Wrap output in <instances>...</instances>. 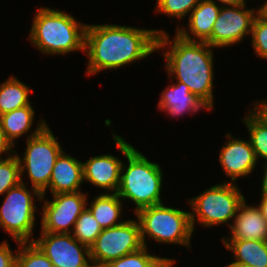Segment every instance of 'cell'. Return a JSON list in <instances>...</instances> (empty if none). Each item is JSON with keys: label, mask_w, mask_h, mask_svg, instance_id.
Returning a JSON list of instances; mask_svg holds the SVG:
<instances>
[{"label": "cell", "mask_w": 267, "mask_h": 267, "mask_svg": "<svg viewBox=\"0 0 267 267\" xmlns=\"http://www.w3.org/2000/svg\"><path fill=\"white\" fill-rule=\"evenodd\" d=\"M163 30L122 25H86L84 51L88 75L116 69L146 58L157 51V35Z\"/></svg>", "instance_id": "6da1fadb"}, {"label": "cell", "mask_w": 267, "mask_h": 267, "mask_svg": "<svg viewBox=\"0 0 267 267\" xmlns=\"http://www.w3.org/2000/svg\"><path fill=\"white\" fill-rule=\"evenodd\" d=\"M166 46L171 47L164 52L168 75L174 74L178 82L186 84L192 94L212 109L214 65L211 48L214 47L206 42L185 40L177 33L169 40L168 33L162 31L157 35V50Z\"/></svg>", "instance_id": "7a4b0ae2"}, {"label": "cell", "mask_w": 267, "mask_h": 267, "mask_svg": "<svg viewBox=\"0 0 267 267\" xmlns=\"http://www.w3.org/2000/svg\"><path fill=\"white\" fill-rule=\"evenodd\" d=\"M113 137L117 148L126 156L129 164L125 167L122 163L117 195L123 200L128 198L134 202L135 213L145 207L161 204L163 175L160 165L149 161L122 137L115 134Z\"/></svg>", "instance_id": "3957f363"}, {"label": "cell", "mask_w": 267, "mask_h": 267, "mask_svg": "<svg viewBox=\"0 0 267 267\" xmlns=\"http://www.w3.org/2000/svg\"><path fill=\"white\" fill-rule=\"evenodd\" d=\"M86 25L63 11L40 8L33 19L29 40L46 54L84 52Z\"/></svg>", "instance_id": "277c9868"}, {"label": "cell", "mask_w": 267, "mask_h": 267, "mask_svg": "<svg viewBox=\"0 0 267 267\" xmlns=\"http://www.w3.org/2000/svg\"><path fill=\"white\" fill-rule=\"evenodd\" d=\"M39 122L36 130L27 138L25 154H22L24 158L18 156V159L21 177L27 170L32 184L31 192L42 201L49 186L53 166L63 150L45 121Z\"/></svg>", "instance_id": "5b68a950"}, {"label": "cell", "mask_w": 267, "mask_h": 267, "mask_svg": "<svg viewBox=\"0 0 267 267\" xmlns=\"http://www.w3.org/2000/svg\"><path fill=\"white\" fill-rule=\"evenodd\" d=\"M135 214L140 224L143 246H146L145 234H148L158 242L190 247V238L194 232L190 212L170 208L161 203L140 209Z\"/></svg>", "instance_id": "8992f818"}, {"label": "cell", "mask_w": 267, "mask_h": 267, "mask_svg": "<svg viewBox=\"0 0 267 267\" xmlns=\"http://www.w3.org/2000/svg\"><path fill=\"white\" fill-rule=\"evenodd\" d=\"M223 183L210 187L188 201L193 211L190 213L193 230L196 221L209 227L215 224L217 226L221 223H228L233 217L235 218L237 210L245 197L234 183L229 181ZM195 216H197V219Z\"/></svg>", "instance_id": "52a82bcc"}, {"label": "cell", "mask_w": 267, "mask_h": 267, "mask_svg": "<svg viewBox=\"0 0 267 267\" xmlns=\"http://www.w3.org/2000/svg\"><path fill=\"white\" fill-rule=\"evenodd\" d=\"M142 247L139 221L127 220L102 230L90 246V258L94 267H103Z\"/></svg>", "instance_id": "ba28073f"}, {"label": "cell", "mask_w": 267, "mask_h": 267, "mask_svg": "<svg viewBox=\"0 0 267 267\" xmlns=\"http://www.w3.org/2000/svg\"><path fill=\"white\" fill-rule=\"evenodd\" d=\"M3 205L0 208V226L7 231L15 241L28 242L35 223V207L33 195L21 183L9 189Z\"/></svg>", "instance_id": "9c48e42d"}, {"label": "cell", "mask_w": 267, "mask_h": 267, "mask_svg": "<svg viewBox=\"0 0 267 267\" xmlns=\"http://www.w3.org/2000/svg\"><path fill=\"white\" fill-rule=\"evenodd\" d=\"M52 195L54 200H45L42 206L41 232L72 233L70 226L74 229L75 222L86 209V194L79 191Z\"/></svg>", "instance_id": "30bf717a"}, {"label": "cell", "mask_w": 267, "mask_h": 267, "mask_svg": "<svg viewBox=\"0 0 267 267\" xmlns=\"http://www.w3.org/2000/svg\"><path fill=\"white\" fill-rule=\"evenodd\" d=\"M31 241L49 258L53 266L94 267L91 265L90 247L79 243L70 233L41 232V238H32Z\"/></svg>", "instance_id": "8fae6325"}, {"label": "cell", "mask_w": 267, "mask_h": 267, "mask_svg": "<svg viewBox=\"0 0 267 267\" xmlns=\"http://www.w3.org/2000/svg\"><path fill=\"white\" fill-rule=\"evenodd\" d=\"M245 5V3L235 6L225 5V7L222 5L211 33L212 47H227L239 43L252 32L254 19L261 8L256 12L253 8L245 9Z\"/></svg>", "instance_id": "7c38bea8"}, {"label": "cell", "mask_w": 267, "mask_h": 267, "mask_svg": "<svg viewBox=\"0 0 267 267\" xmlns=\"http://www.w3.org/2000/svg\"><path fill=\"white\" fill-rule=\"evenodd\" d=\"M226 137L229 138V141L221 149L219 160L226 175L230 176L232 183H234L238 177L249 175L254 170L258 160L250 140L233 138L230 133H227Z\"/></svg>", "instance_id": "4fadbf2b"}, {"label": "cell", "mask_w": 267, "mask_h": 267, "mask_svg": "<svg viewBox=\"0 0 267 267\" xmlns=\"http://www.w3.org/2000/svg\"><path fill=\"white\" fill-rule=\"evenodd\" d=\"M83 164V180L99 188L107 189V193H117L120 185L122 161L112 155L95 156Z\"/></svg>", "instance_id": "5bb4252c"}, {"label": "cell", "mask_w": 267, "mask_h": 267, "mask_svg": "<svg viewBox=\"0 0 267 267\" xmlns=\"http://www.w3.org/2000/svg\"><path fill=\"white\" fill-rule=\"evenodd\" d=\"M228 239L267 241V220L258 206H249L245 200L240 204Z\"/></svg>", "instance_id": "9a60e30c"}, {"label": "cell", "mask_w": 267, "mask_h": 267, "mask_svg": "<svg viewBox=\"0 0 267 267\" xmlns=\"http://www.w3.org/2000/svg\"><path fill=\"white\" fill-rule=\"evenodd\" d=\"M82 163L63 151L53 166L47 189L49 188L52 194L79 192L84 181Z\"/></svg>", "instance_id": "2e32d148"}, {"label": "cell", "mask_w": 267, "mask_h": 267, "mask_svg": "<svg viewBox=\"0 0 267 267\" xmlns=\"http://www.w3.org/2000/svg\"><path fill=\"white\" fill-rule=\"evenodd\" d=\"M219 5L213 0H200L199 4L193 8L189 15V30L191 31L192 37L184 28H177V34L185 40L206 42L211 46V33L214 27V23L220 14Z\"/></svg>", "instance_id": "e0dca14e"}, {"label": "cell", "mask_w": 267, "mask_h": 267, "mask_svg": "<svg viewBox=\"0 0 267 267\" xmlns=\"http://www.w3.org/2000/svg\"><path fill=\"white\" fill-rule=\"evenodd\" d=\"M158 108L175 117L185 112L194 113L199 111L200 108L209 110L199 98L190 92L189 87L182 82L172 84L161 92Z\"/></svg>", "instance_id": "ac0fdd59"}, {"label": "cell", "mask_w": 267, "mask_h": 267, "mask_svg": "<svg viewBox=\"0 0 267 267\" xmlns=\"http://www.w3.org/2000/svg\"><path fill=\"white\" fill-rule=\"evenodd\" d=\"M229 240L222 238L225 247L234 253L235 261L228 265L267 267V241L242 239Z\"/></svg>", "instance_id": "d6986e66"}, {"label": "cell", "mask_w": 267, "mask_h": 267, "mask_svg": "<svg viewBox=\"0 0 267 267\" xmlns=\"http://www.w3.org/2000/svg\"><path fill=\"white\" fill-rule=\"evenodd\" d=\"M88 209L102 229L111 228L123 223V221L118 222L122 212V202L117 193H102L95 197Z\"/></svg>", "instance_id": "ffe728a7"}, {"label": "cell", "mask_w": 267, "mask_h": 267, "mask_svg": "<svg viewBox=\"0 0 267 267\" xmlns=\"http://www.w3.org/2000/svg\"><path fill=\"white\" fill-rule=\"evenodd\" d=\"M35 111L31 104L0 115L2 129L13 146L14 140L28 132L33 124Z\"/></svg>", "instance_id": "44dd1931"}, {"label": "cell", "mask_w": 267, "mask_h": 267, "mask_svg": "<svg viewBox=\"0 0 267 267\" xmlns=\"http://www.w3.org/2000/svg\"><path fill=\"white\" fill-rule=\"evenodd\" d=\"M30 88L10 77L0 85V115L30 105L28 100Z\"/></svg>", "instance_id": "7402d4cb"}, {"label": "cell", "mask_w": 267, "mask_h": 267, "mask_svg": "<svg viewBox=\"0 0 267 267\" xmlns=\"http://www.w3.org/2000/svg\"><path fill=\"white\" fill-rule=\"evenodd\" d=\"M242 122L248 128L250 142L256 158L259 159L260 157L267 163V119L254 108Z\"/></svg>", "instance_id": "603a6c76"}, {"label": "cell", "mask_w": 267, "mask_h": 267, "mask_svg": "<svg viewBox=\"0 0 267 267\" xmlns=\"http://www.w3.org/2000/svg\"><path fill=\"white\" fill-rule=\"evenodd\" d=\"M167 260L174 261L151 255L148 253L147 247L143 246L135 252L108 262L103 267H161Z\"/></svg>", "instance_id": "cb8c5ba5"}, {"label": "cell", "mask_w": 267, "mask_h": 267, "mask_svg": "<svg viewBox=\"0 0 267 267\" xmlns=\"http://www.w3.org/2000/svg\"><path fill=\"white\" fill-rule=\"evenodd\" d=\"M102 230V227L93 217L91 211L86 207L75 222L72 236L79 243L90 247Z\"/></svg>", "instance_id": "d4e9b609"}, {"label": "cell", "mask_w": 267, "mask_h": 267, "mask_svg": "<svg viewBox=\"0 0 267 267\" xmlns=\"http://www.w3.org/2000/svg\"><path fill=\"white\" fill-rule=\"evenodd\" d=\"M6 159L0 160V195L6 193L9 189L18 186L21 181V170L18 154L12 151Z\"/></svg>", "instance_id": "484cf974"}, {"label": "cell", "mask_w": 267, "mask_h": 267, "mask_svg": "<svg viewBox=\"0 0 267 267\" xmlns=\"http://www.w3.org/2000/svg\"><path fill=\"white\" fill-rule=\"evenodd\" d=\"M21 242L16 253V267H53L49 258L33 242Z\"/></svg>", "instance_id": "4316f807"}, {"label": "cell", "mask_w": 267, "mask_h": 267, "mask_svg": "<svg viewBox=\"0 0 267 267\" xmlns=\"http://www.w3.org/2000/svg\"><path fill=\"white\" fill-rule=\"evenodd\" d=\"M252 44L257 56L267 59V13L260 11L252 26Z\"/></svg>", "instance_id": "83f0119b"}, {"label": "cell", "mask_w": 267, "mask_h": 267, "mask_svg": "<svg viewBox=\"0 0 267 267\" xmlns=\"http://www.w3.org/2000/svg\"><path fill=\"white\" fill-rule=\"evenodd\" d=\"M200 0H157V12L165 13L177 19L187 16L199 4Z\"/></svg>", "instance_id": "f1b7e54d"}, {"label": "cell", "mask_w": 267, "mask_h": 267, "mask_svg": "<svg viewBox=\"0 0 267 267\" xmlns=\"http://www.w3.org/2000/svg\"><path fill=\"white\" fill-rule=\"evenodd\" d=\"M16 256L6 241L0 244V267H16Z\"/></svg>", "instance_id": "f546056e"}, {"label": "cell", "mask_w": 267, "mask_h": 267, "mask_svg": "<svg viewBox=\"0 0 267 267\" xmlns=\"http://www.w3.org/2000/svg\"><path fill=\"white\" fill-rule=\"evenodd\" d=\"M12 147H14L11 142L7 139L0 122V155H2L3 152H11ZM2 156H0V160H2Z\"/></svg>", "instance_id": "4dcf8cb0"}, {"label": "cell", "mask_w": 267, "mask_h": 267, "mask_svg": "<svg viewBox=\"0 0 267 267\" xmlns=\"http://www.w3.org/2000/svg\"><path fill=\"white\" fill-rule=\"evenodd\" d=\"M258 103L255 104V108L267 119V100L264 102L259 101Z\"/></svg>", "instance_id": "1f68e13d"}, {"label": "cell", "mask_w": 267, "mask_h": 267, "mask_svg": "<svg viewBox=\"0 0 267 267\" xmlns=\"http://www.w3.org/2000/svg\"><path fill=\"white\" fill-rule=\"evenodd\" d=\"M262 212V215L267 220V196H261V202L258 206Z\"/></svg>", "instance_id": "d6a6232c"}, {"label": "cell", "mask_w": 267, "mask_h": 267, "mask_svg": "<svg viewBox=\"0 0 267 267\" xmlns=\"http://www.w3.org/2000/svg\"><path fill=\"white\" fill-rule=\"evenodd\" d=\"M264 174H263V181H262V195L261 196H267V163L264 167Z\"/></svg>", "instance_id": "836d02e7"}, {"label": "cell", "mask_w": 267, "mask_h": 267, "mask_svg": "<svg viewBox=\"0 0 267 267\" xmlns=\"http://www.w3.org/2000/svg\"><path fill=\"white\" fill-rule=\"evenodd\" d=\"M218 1L221 2L222 4L224 3V5L226 4L227 6L241 5L246 2L245 0H218Z\"/></svg>", "instance_id": "e575fe53"}, {"label": "cell", "mask_w": 267, "mask_h": 267, "mask_svg": "<svg viewBox=\"0 0 267 267\" xmlns=\"http://www.w3.org/2000/svg\"><path fill=\"white\" fill-rule=\"evenodd\" d=\"M174 263V261L167 260L161 267H172Z\"/></svg>", "instance_id": "d590c367"}, {"label": "cell", "mask_w": 267, "mask_h": 267, "mask_svg": "<svg viewBox=\"0 0 267 267\" xmlns=\"http://www.w3.org/2000/svg\"><path fill=\"white\" fill-rule=\"evenodd\" d=\"M227 267H256L251 265H227Z\"/></svg>", "instance_id": "8d00e7d4"}, {"label": "cell", "mask_w": 267, "mask_h": 267, "mask_svg": "<svg viewBox=\"0 0 267 267\" xmlns=\"http://www.w3.org/2000/svg\"><path fill=\"white\" fill-rule=\"evenodd\" d=\"M261 11L266 12L267 13V7H260Z\"/></svg>", "instance_id": "74e56055"}, {"label": "cell", "mask_w": 267, "mask_h": 267, "mask_svg": "<svg viewBox=\"0 0 267 267\" xmlns=\"http://www.w3.org/2000/svg\"><path fill=\"white\" fill-rule=\"evenodd\" d=\"M261 7H267V2H265Z\"/></svg>", "instance_id": "f35d334b"}]
</instances>
